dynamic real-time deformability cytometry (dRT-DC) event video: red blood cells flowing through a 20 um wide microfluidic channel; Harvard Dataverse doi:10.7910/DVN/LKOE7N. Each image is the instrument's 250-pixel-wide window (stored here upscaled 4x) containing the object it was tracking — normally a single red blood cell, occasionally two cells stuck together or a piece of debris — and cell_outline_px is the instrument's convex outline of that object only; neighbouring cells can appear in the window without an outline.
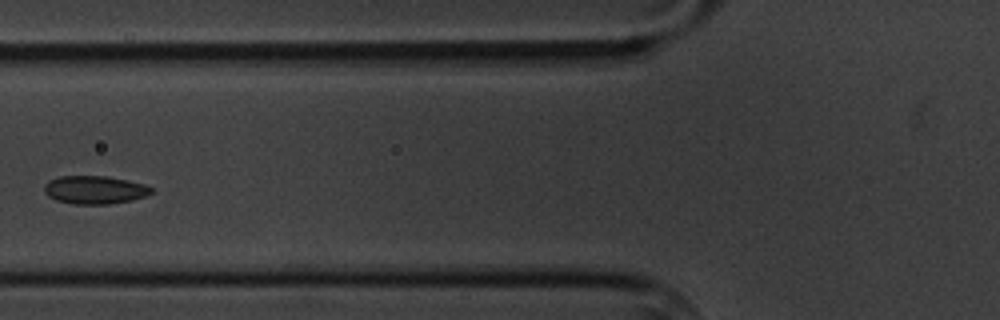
{"species": "common noctule bat (a hibernating species)", "species_latin": "Nyctalus noctula", "temperature_condition": "cold", "stored_images_in_passage": 3, "camera_frame_rate_fps": 3000, "um_per_image_px": 0.085, "animal": {"sex": "male", "body_mass_g": 20.1, "forearm_length_mm": 53.5}, "frame": {"image": 1, "passage_image": 2, "time_ms": 1.333, "image_size_px": [1000, 320], "cell_outline_px": [[152, 192], [144, 196], [132, 200], [108, 204], [72, 204], [56, 200], [48, 196], [44, 192], [44, 184], [48, 180], [60, 176], [108, 176], [128, 180], [144, 184], [152, 188]], "centroid_in_image_um": [8.02, 16.13], "position_along_channel_um": 117.8, "area_um2": 17.63}}
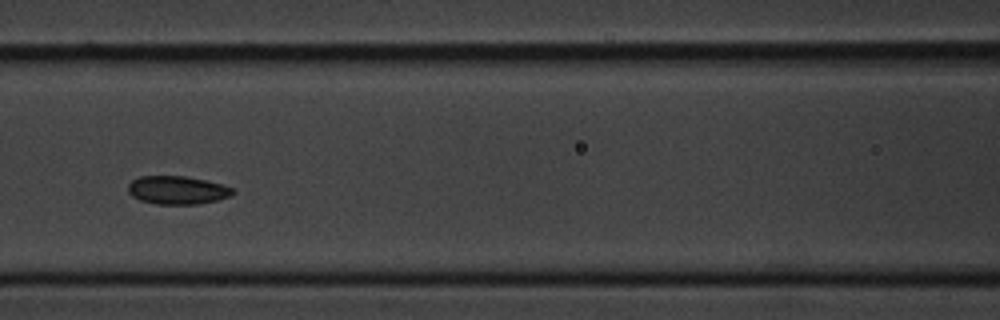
{"frame": {"image": 2, "passage_image": 3, "time_ms": 2.333, "image_size_px": [1000, 320], "cell_outline_px": [[236, 192], [232, 196], [216, 200], [196, 204], [156, 204], [140, 200], [132, 196], [128, 192], [128, 184], [132, 180], [140, 176], [184, 176], [204, 180], [220, 184], [232, 188]], "centroid_in_image_um": [15.05, 16.16], "position_along_channel_um": 151.5, "area_um2": 17.17}}